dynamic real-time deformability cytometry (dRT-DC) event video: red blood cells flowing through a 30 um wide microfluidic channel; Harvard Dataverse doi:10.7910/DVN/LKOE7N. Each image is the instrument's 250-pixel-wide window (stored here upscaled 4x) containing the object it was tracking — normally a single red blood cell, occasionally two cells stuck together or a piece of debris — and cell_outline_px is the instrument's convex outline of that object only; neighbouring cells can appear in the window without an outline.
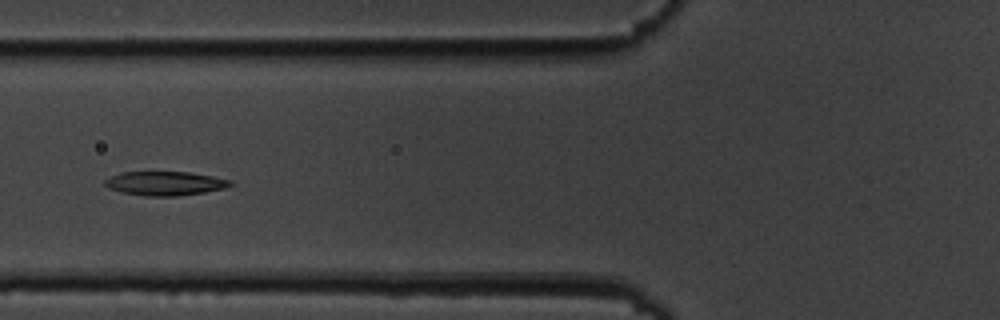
{"species": "common noctule bat (a hibernating species)", "species_latin": "Nyctalus noctula", "temperature_condition": "cold", "stored_images_in_passage": 13, "camera_frame_rate_fps": 3000, "um_per_image_px": 0.085, "animal": {"sex": "male", "body_mass_g": 19.5, "forearm_length_mm": 54.6}, "frame": {"image": 1, "passage_image": 6, "time_ms": 6.667, "image_size_px": [1000, 320], "cell_outline_px": [[232, 184], [224, 188], [204, 192], [180, 196], [144, 196], [120, 192], [108, 188], [104, 184], [104, 180], [120, 172], [188, 172], [212, 176], [232, 180]], "centroid_in_image_um": [14.0, 15.59], "position_along_channel_um": 111.8, "area_um2": 17.57}}
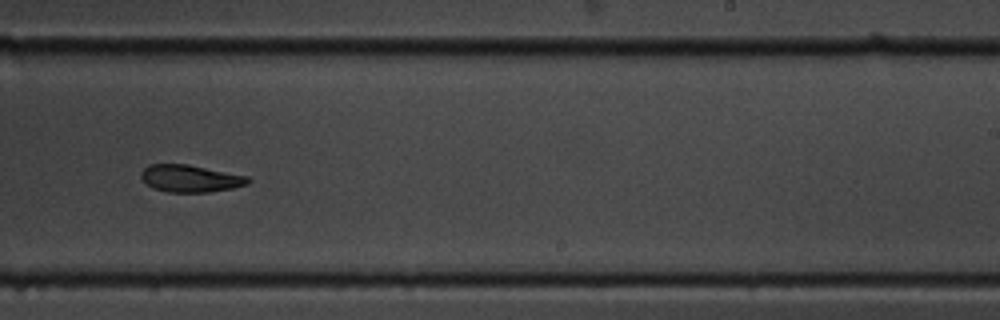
{"frame": {"image": 2, "passage_image": 10, "time_ms": 11.333, "image_size_px": [1000, 320], "cell_outline_px": [[252, 180], [248, 184], [232, 188], [208, 192], [168, 192], [152, 188], [140, 176], [140, 172], [148, 164], [188, 164], [248, 176]], "centroid_in_image_um": [16.18, 15.16], "position_along_channel_um": 272.8, "area_um2": 16.99}}
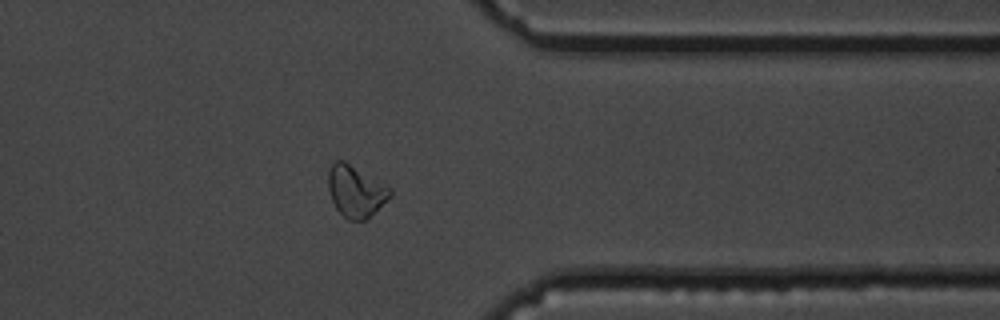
{"frame": {"image": 3, "passage_image": 13, "time_ms": 14.667, "image_size_px": [1000, 320], "cell_outline_px": [[392, 196], [364, 220], [348, 220], [336, 208], [332, 200], [328, 188], [328, 172], [332, 160], [344, 160], [392, 188]], "centroid_in_image_um": [30.22, 16.22], "position_along_channel_um": 381.2, "area_um2": 18.55}, "authors_computed_cell_mechanics": {"area_um2": 17.629, "velocity_mm_per_s": 3.4647, "shape_relaxation_time_tau1_ms": null, "shape_relaxation_time_tau2_ms": 10.2571, "deformation_change_tau1": null, "deformation_change_tau2": 0.171}}